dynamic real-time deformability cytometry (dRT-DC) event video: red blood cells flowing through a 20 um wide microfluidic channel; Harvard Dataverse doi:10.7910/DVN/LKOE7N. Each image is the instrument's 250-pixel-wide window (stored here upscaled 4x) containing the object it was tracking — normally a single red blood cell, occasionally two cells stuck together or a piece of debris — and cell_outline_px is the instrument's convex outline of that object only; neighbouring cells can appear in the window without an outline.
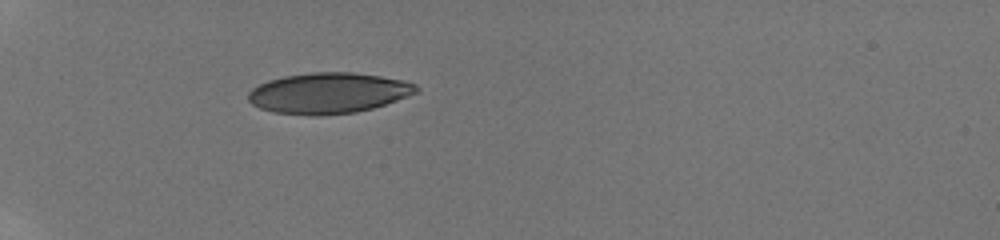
{"species": "human", "species_latin": "Homo sapiens", "temperature_condition": "room temperature", "stored_images_in_passage": 20, "camera_frame_rate_fps": 3000, "um_per_image_px": 0.085, "donor": {"sex": "male"}, "frame": {"image": 1, "passage_image": 15, "time_ms": 6.667, "image_size_px": [1000, 240], "cell_outline_px": [[420, 92], [372, 108], [356, 112], [320, 116], [308, 116], [272, 112], [260, 108], [252, 104], [248, 100], [248, 92], [252, 88], [268, 80], [284, 76], [312, 72], [352, 72], [380, 76], [404, 80], [416, 84], [420, 88]], "centroid_in_image_um": [27.92, 7.92], "position_along_channel_um": 57.1, "area_um2": 40.17}}
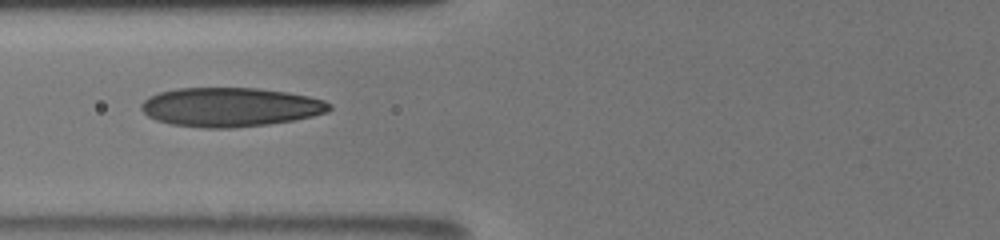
{"frame": {"image": 2, "passage_image": 18, "time_ms": 8.667, "image_size_px": [1000, 240], "cell_outline_px": [[332, 108], [328, 112], [312, 116], [292, 120], [268, 124], [232, 128], [200, 128], [172, 124], [156, 120], [148, 116], [140, 108], [140, 104], [148, 96], [160, 92], [176, 88], [256, 88], [288, 92], [308, 96], [324, 100], [332, 104]], "centroid_in_image_um": [19.56, 9.1], "position_along_channel_um": 106.2, "area_um2": 43.0}}